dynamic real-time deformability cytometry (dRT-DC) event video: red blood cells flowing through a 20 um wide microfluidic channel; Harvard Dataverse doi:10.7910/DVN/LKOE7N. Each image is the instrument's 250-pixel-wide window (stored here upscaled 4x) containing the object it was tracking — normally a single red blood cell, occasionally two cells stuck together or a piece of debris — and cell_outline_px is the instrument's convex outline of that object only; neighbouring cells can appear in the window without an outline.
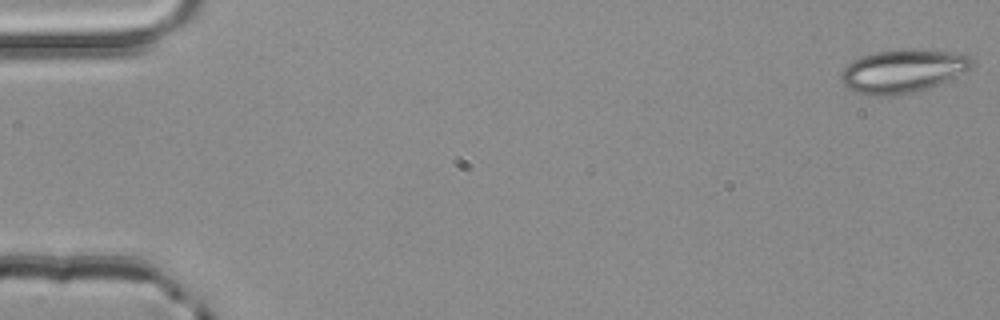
{"species": "common noctule bat (a hibernating species)", "species_latin": "Nyctalus noctula", "temperature_condition": "room temperature", "stored_images_in_passage": 5, "camera_frame_rate_fps": 3000, "um_per_image_px": 0.085, "animal": {"sex": "male", "body_mass_g": 20.4}, "frame": {"image": 1, "passage_image": 1, "time_ms": 0.0, "image_size_px": [1000, 320], "cell_outline_px": [[972, 68], [964, 72], [928, 88], [912, 92], [888, 96], [864, 96], [848, 88], [840, 80], [840, 76], [844, 68], [852, 60], [876, 52], [900, 48], [924, 48], [952, 52], [972, 56]], "centroid_in_image_um": [76.73, 6.02], "position_along_channel_um": 8.3, "area_um2": 33.29}}